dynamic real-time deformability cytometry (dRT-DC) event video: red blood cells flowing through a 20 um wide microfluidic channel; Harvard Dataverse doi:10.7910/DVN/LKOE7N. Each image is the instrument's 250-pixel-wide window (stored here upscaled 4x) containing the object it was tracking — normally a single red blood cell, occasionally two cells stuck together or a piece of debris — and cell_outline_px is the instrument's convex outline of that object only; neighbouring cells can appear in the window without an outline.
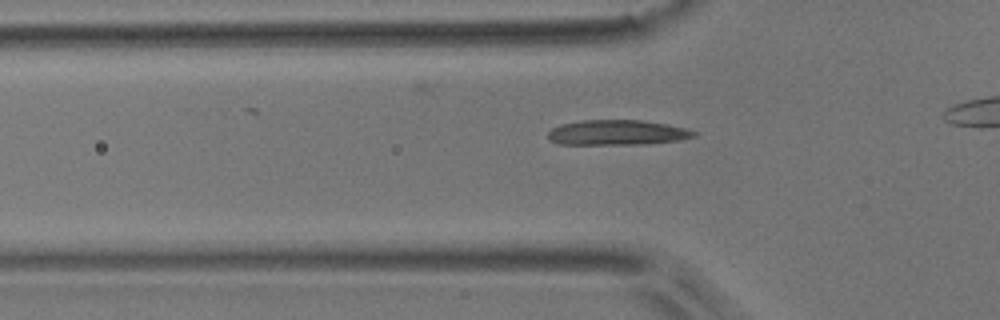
{"species": "common noctule bat (a hibernating species)", "species_latin": "Nyctalus noctula", "temperature_condition": "room temperature", "stored_images_in_passage": 16, "camera_frame_rate_fps": 3000, "um_per_image_px": 0.085, "animal": {"sex": "male", "body_mass_g": 17.9}, "frame": {"image": 1, "passage_image": 7, "time_ms": 2.0, "image_size_px": [1000, 320], "cell_outline_px": [[696, 136], [680, 140], [640, 144], [560, 144], [548, 140], [548, 132], [552, 128], [560, 124], [580, 120], [640, 120], [668, 124], [684, 128], [696, 132]], "centroid_in_image_um": [52.42, 11.26], "position_along_channel_um": 73.4, "area_um2": 21.33}}
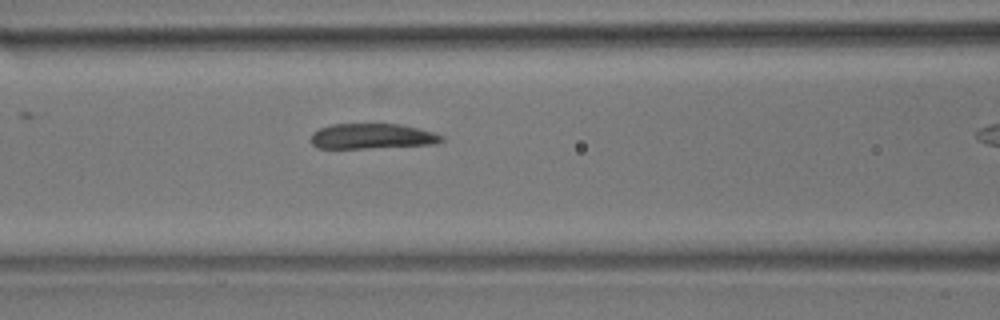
{"frame": {"image": 2, "passage_image": 12, "time_ms": 3.667, "image_size_px": [1000, 320], "cell_outline_px": [[444, 140], [436, 144], [368, 148], [316, 148], [308, 140], [312, 132], [320, 128], [332, 124], [400, 124], [432, 132], [444, 136]], "centroid_in_image_um": [31.58, 11.59], "position_along_channel_um": 135.0, "area_um2": 19.36}}